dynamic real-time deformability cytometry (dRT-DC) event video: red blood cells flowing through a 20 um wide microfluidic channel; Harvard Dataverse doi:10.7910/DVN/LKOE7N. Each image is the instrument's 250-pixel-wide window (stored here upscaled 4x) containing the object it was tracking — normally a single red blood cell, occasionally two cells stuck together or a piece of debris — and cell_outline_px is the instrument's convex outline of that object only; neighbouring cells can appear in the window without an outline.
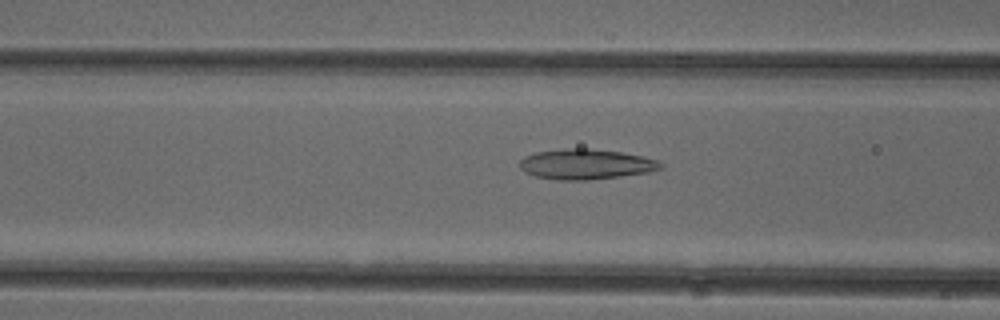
{"species": "common noctule bat (a hibernating species)", "species_latin": "Nyctalus noctula", "temperature_condition": "cold", "stored_images_in_passage": 33, "camera_frame_rate_fps": 3000, "um_per_image_px": 0.085, "animal": {"sex": "female"}, "frame": {"image": 1, "passage_image": 7, "time_ms": 2.0, "image_size_px": [1000, 320], "cell_outline_px": [[664, 168], [648, 172], [620, 176], [588, 180], [560, 180], [536, 176], [524, 172], [520, 168], [520, 160], [524, 156], [536, 152], [568, 148], [584, 148], [620, 152], [660, 160], [664, 164]], "centroid_in_image_um": [49.81, 13.96], "position_along_channel_um": 116.8, "area_um2": 24.8}}
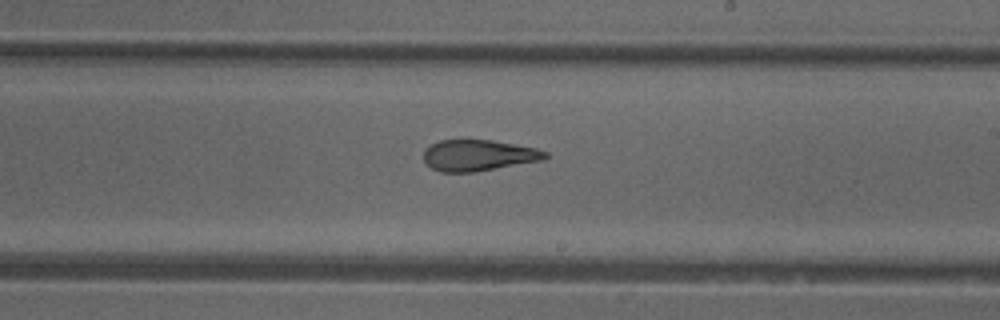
{"frame": {"image": 2, "passage_image": 17, "time_ms": 5.333, "image_size_px": [1000, 320], "cell_outline_px": [[548, 156], [544, 160], [476, 172], [440, 172], [432, 168], [424, 160], [424, 148], [440, 140], [492, 140], [536, 148], [548, 152]], "centroid_in_image_um": [40.68, 13.21], "position_along_channel_um": 248.3, "area_um2": 22.14}}
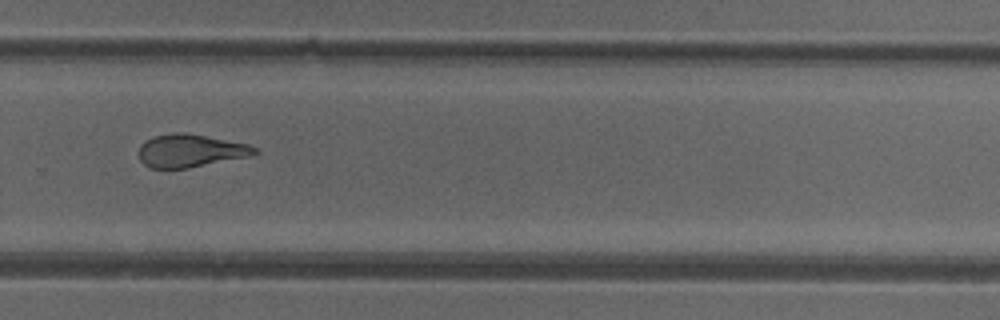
{"frame": {"image": 3, "passage_image": 22, "time_ms": 7.0, "image_size_px": [1000, 320], "cell_outline_px": [[260, 152], [256, 156], [188, 168], [148, 168], [140, 160], [140, 144], [144, 140], [152, 136], [172, 132], [184, 132], [248, 144], [256, 148]], "centroid_in_image_um": [16.22, 12.81], "position_along_channel_um": 313.6, "area_um2": 22.6}, "authors_computed_cell_mechanics": {"area_um2": 23.2934, "velocity_mm_per_s": 3.9542, "shape_relaxation_time_tau1_ms": 11.2906, "shape_relaxation_time_tau2_ms": 2.0736, "deformation_change_tau1": 0.2532, "deformation_change_tau2": 0.1085}}